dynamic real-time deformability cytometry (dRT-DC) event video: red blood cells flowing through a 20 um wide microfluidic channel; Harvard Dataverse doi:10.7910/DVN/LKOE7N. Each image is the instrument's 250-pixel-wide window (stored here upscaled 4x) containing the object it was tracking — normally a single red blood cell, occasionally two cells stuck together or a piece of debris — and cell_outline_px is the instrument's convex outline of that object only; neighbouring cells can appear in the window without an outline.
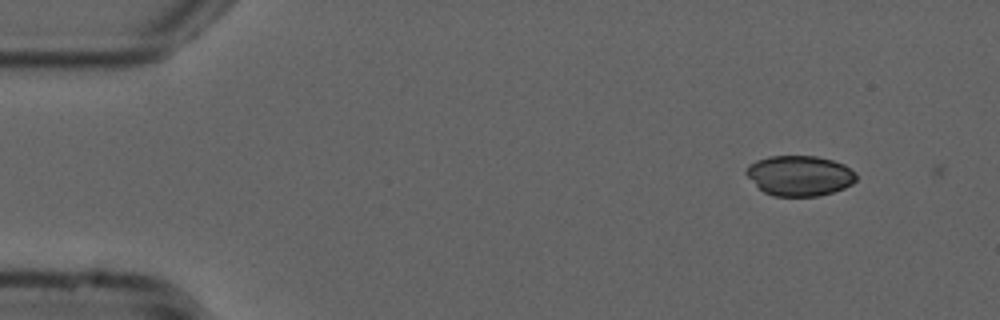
{"species": "common noctule bat (a hibernating species)", "species_latin": "Nyctalus noctula", "temperature_condition": "cold", "stored_images_in_passage": 5, "camera_frame_rate_fps": 3000, "um_per_image_px": 0.085, "animal": {"sex": "male", "forearm_length_mm": 52.5}, "frame": {"image": 1, "passage_image": 2, "time_ms": 0.333, "image_size_px": [1000, 320], "cell_outline_px": [[856, 180], [852, 184], [844, 188], [820, 196], [772, 196], [764, 192], [744, 172], [748, 164], [756, 160], [768, 156], [816, 156], [832, 160], [844, 164], [856, 172]], "centroid_in_image_um": [67.97, 14.93], "position_along_channel_um": 17.0, "area_um2": 25.89}}